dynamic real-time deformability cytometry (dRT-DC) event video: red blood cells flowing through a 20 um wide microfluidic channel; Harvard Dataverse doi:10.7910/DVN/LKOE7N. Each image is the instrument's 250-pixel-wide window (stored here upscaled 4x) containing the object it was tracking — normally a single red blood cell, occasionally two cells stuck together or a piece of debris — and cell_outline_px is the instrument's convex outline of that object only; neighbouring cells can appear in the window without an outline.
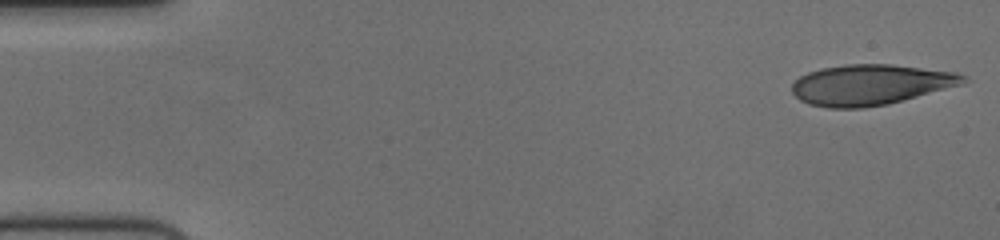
{"species": "human", "species_latin": "Homo sapiens", "temperature_condition": "cold", "stored_images_in_passage": 54, "camera_frame_rate_fps": 3000, "um_per_image_px": 0.085, "donor": {"sex": "female"}, "frame": {"image": 1, "passage_image": 1, "time_ms": 0.0, "image_size_px": [1000, 240], "cell_outline_px": [[968, 80], [964, 84], [888, 104], [864, 108], [828, 108], [808, 104], [800, 100], [792, 92], [792, 84], [800, 76], [808, 72], [820, 68], [844, 64], [892, 64], [956, 72], [964, 76]], "centroid_in_image_um": [73.98, 7.2], "position_along_channel_um": 11.0, "area_um2": 40.63}}
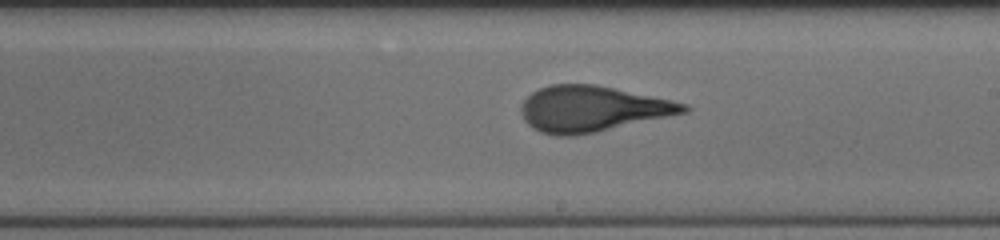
{"frame": {"image": 2, "passage_image": 31, "time_ms": 10.0, "image_size_px": [1000, 240], "cell_outline_px": [[692, 108], [688, 112], [596, 132], [576, 136], [556, 136], [540, 132], [532, 128], [524, 120], [520, 108], [524, 100], [532, 92], [540, 88], [552, 84], [596, 84], [672, 100], [688, 104]], "centroid_in_image_um": [50.34, 9.25], "position_along_channel_um": 238.7, "area_um2": 43.47}}
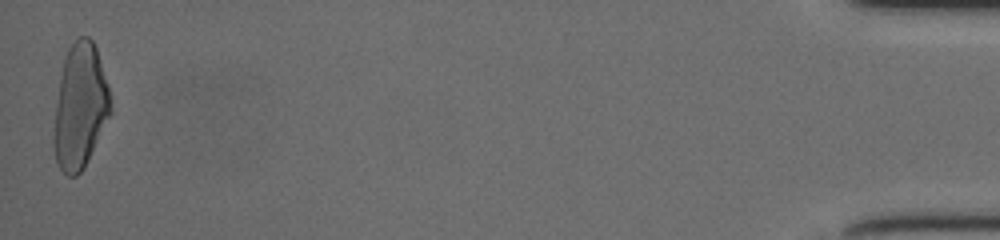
{"frame": {"image": 3, "passage_image": 54, "time_ms": 17.667, "image_size_px": [1000, 240], "cell_outline_px": [[112, 112], [84, 168], [76, 176], [68, 176], [60, 168], [56, 160], [52, 140], [56, 104], [60, 76], [64, 60], [68, 48], [80, 36], [88, 36], [92, 40], [96, 48], [108, 84]], "centroid_in_image_um": [6.81, 9.06], "position_along_channel_um": 428.4, "area_um2": 41.15}, "authors_computed_cell_mechanics": {"area_um2": 41.7894, "velocity_mm_per_s": 3.7315, "shape_relaxation_time_tau1_ms": 4.8113, "shape_relaxation_time_tau2_ms": 0.8784, "deformation_change_tau1": 0.1985, "deformation_change_tau2": 0.088}}